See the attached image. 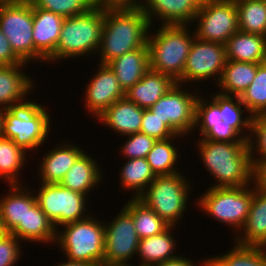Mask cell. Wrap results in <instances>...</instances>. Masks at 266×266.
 Segmentation results:
<instances>
[{
    "instance_id": "obj_27",
    "label": "cell",
    "mask_w": 266,
    "mask_h": 266,
    "mask_svg": "<svg viewBox=\"0 0 266 266\" xmlns=\"http://www.w3.org/2000/svg\"><path fill=\"white\" fill-rule=\"evenodd\" d=\"M124 93L150 69L148 47H141L119 56L108 63Z\"/></svg>"
},
{
    "instance_id": "obj_35",
    "label": "cell",
    "mask_w": 266,
    "mask_h": 266,
    "mask_svg": "<svg viewBox=\"0 0 266 266\" xmlns=\"http://www.w3.org/2000/svg\"><path fill=\"white\" fill-rule=\"evenodd\" d=\"M26 155L28 153L17 146L12 139L0 137V178L5 183L22 184L19 172L26 165Z\"/></svg>"
},
{
    "instance_id": "obj_52",
    "label": "cell",
    "mask_w": 266,
    "mask_h": 266,
    "mask_svg": "<svg viewBox=\"0 0 266 266\" xmlns=\"http://www.w3.org/2000/svg\"><path fill=\"white\" fill-rule=\"evenodd\" d=\"M147 0H139V8L143 7V4L146 2Z\"/></svg>"
},
{
    "instance_id": "obj_40",
    "label": "cell",
    "mask_w": 266,
    "mask_h": 266,
    "mask_svg": "<svg viewBox=\"0 0 266 266\" xmlns=\"http://www.w3.org/2000/svg\"><path fill=\"white\" fill-rule=\"evenodd\" d=\"M155 142V138L141 132L127 135L126 141L119 149L120 154L125 159L146 158Z\"/></svg>"
},
{
    "instance_id": "obj_45",
    "label": "cell",
    "mask_w": 266,
    "mask_h": 266,
    "mask_svg": "<svg viewBox=\"0 0 266 266\" xmlns=\"http://www.w3.org/2000/svg\"><path fill=\"white\" fill-rule=\"evenodd\" d=\"M195 260L192 261V259H189V258H186V257H183L182 254L181 256H177L176 258H173V259H170V260H167L165 262H162V263H159V264H156L154 266H197L196 264H198V266H206V258L205 260L202 259V262L200 263H195L194 262Z\"/></svg>"
},
{
    "instance_id": "obj_8",
    "label": "cell",
    "mask_w": 266,
    "mask_h": 266,
    "mask_svg": "<svg viewBox=\"0 0 266 266\" xmlns=\"http://www.w3.org/2000/svg\"><path fill=\"white\" fill-rule=\"evenodd\" d=\"M178 172L155 176L147 189L138 197L170 226H176L187 210L191 194V180ZM187 179V180H186Z\"/></svg>"
},
{
    "instance_id": "obj_41",
    "label": "cell",
    "mask_w": 266,
    "mask_h": 266,
    "mask_svg": "<svg viewBox=\"0 0 266 266\" xmlns=\"http://www.w3.org/2000/svg\"><path fill=\"white\" fill-rule=\"evenodd\" d=\"M21 241L12 233L0 236V266H15L22 256Z\"/></svg>"
},
{
    "instance_id": "obj_4",
    "label": "cell",
    "mask_w": 266,
    "mask_h": 266,
    "mask_svg": "<svg viewBox=\"0 0 266 266\" xmlns=\"http://www.w3.org/2000/svg\"><path fill=\"white\" fill-rule=\"evenodd\" d=\"M159 26L158 30L153 31V27L150 26L148 32L149 67L151 70L169 75L177 82L183 75L195 33L194 30L188 31L189 25ZM150 31H155V34Z\"/></svg>"
},
{
    "instance_id": "obj_16",
    "label": "cell",
    "mask_w": 266,
    "mask_h": 266,
    "mask_svg": "<svg viewBox=\"0 0 266 266\" xmlns=\"http://www.w3.org/2000/svg\"><path fill=\"white\" fill-rule=\"evenodd\" d=\"M96 73L84 88L85 108L92 118L101 115L115 101L125 97L114 71L108 64H98Z\"/></svg>"
},
{
    "instance_id": "obj_32",
    "label": "cell",
    "mask_w": 266,
    "mask_h": 266,
    "mask_svg": "<svg viewBox=\"0 0 266 266\" xmlns=\"http://www.w3.org/2000/svg\"><path fill=\"white\" fill-rule=\"evenodd\" d=\"M178 137L185 136L174 135L167 139L156 140L154 146L147 154L146 160L155 176L172 175L181 172L175 165H177V161L181 160L179 157L182 155L176 148L177 146H174L176 144H173Z\"/></svg>"
},
{
    "instance_id": "obj_24",
    "label": "cell",
    "mask_w": 266,
    "mask_h": 266,
    "mask_svg": "<svg viewBox=\"0 0 266 266\" xmlns=\"http://www.w3.org/2000/svg\"><path fill=\"white\" fill-rule=\"evenodd\" d=\"M176 83L169 75L149 69L138 82L125 92V97L137 106L149 109Z\"/></svg>"
},
{
    "instance_id": "obj_7",
    "label": "cell",
    "mask_w": 266,
    "mask_h": 266,
    "mask_svg": "<svg viewBox=\"0 0 266 266\" xmlns=\"http://www.w3.org/2000/svg\"><path fill=\"white\" fill-rule=\"evenodd\" d=\"M48 109L36 101L8 108L3 112L2 137L12 139L24 151L38 150L50 136L51 116Z\"/></svg>"
},
{
    "instance_id": "obj_30",
    "label": "cell",
    "mask_w": 266,
    "mask_h": 266,
    "mask_svg": "<svg viewBox=\"0 0 266 266\" xmlns=\"http://www.w3.org/2000/svg\"><path fill=\"white\" fill-rule=\"evenodd\" d=\"M259 64L227 60L217 84L221 90L218 93L240 97L253 82Z\"/></svg>"
},
{
    "instance_id": "obj_46",
    "label": "cell",
    "mask_w": 266,
    "mask_h": 266,
    "mask_svg": "<svg viewBox=\"0 0 266 266\" xmlns=\"http://www.w3.org/2000/svg\"><path fill=\"white\" fill-rule=\"evenodd\" d=\"M255 182L257 186L266 191V162L255 169Z\"/></svg>"
},
{
    "instance_id": "obj_44",
    "label": "cell",
    "mask_w": 266,
    "mask_h": 266,
    "mask_svg": "<svg viewBox=\"0 0 266 266\" xmlns=\"http://www.w3.org/2000/svg\"><path fill=\"white\" fill-rule=\"evenodd\" d=\"M95 6L105 9H137L139 0H95Z\"/></svg>"
},
{
    "instance_id": "obj_20",
    "label": "cell",
    "mask_w": 266,
    "mask_h": 266,
    "mask_svg": "<svg viewBox=\"0 0 266 266\" xmlns=\"http://www.w3.org/2000/svg\"><path fill=\"white\" fill-rule=\"evenodd\" d=\"M233 242L266 247V191L257 186L256 182L248 217L240 231L234 234Z\"/></svg>"
},
{
    "instance_id": "obj_10",
    "label": "cell",
    "mask_w": 266,
    "mask_h": 266,
    "mask_svg": "<svg viewBox=\"0 0 266 266\" xmlns=\"http://www.w3.org/2000/svg\"><path fill=\"white\" fill-rule=\"evenodd\" d=\"M0 29L15 55L24 63H34L33 4L30 0H11L1 5Z\"/></svg>"
},
{
    "instance_id": "obj_33",
    "label": "cell",
    "mask_w": 266,
    "mask_h": 266,
    "mask_svg": "<svg viewBox=\"0 0 266 266\" xmlns=\"http://www.w3.org/2000/svg\"><path fill=\"white\" fill-rule=\"evenodd\" d=\"M119 170L120 185L126 191H131L132 198H138L155 179L146 158L127 159ZM134 192V193H133Z\"/></svg>"
},
{
    "instance_id": "obj_51",
    "label": "cell",
    "mask_w": 266,
    "mask_h": 266,
    "mask_svg": "<svg viewBox=\"0 0 266 266\" xmlns=\"http://www.w3.org/2000/svg\"><path fill=\"white\" fill-rule=\"evenodd\" d=\"M5 233H6V231L4 229L2 217H1V213H0V236H3Z\"/></svg>"
},
{
    "instance_id": "obj_22",
    "label": "cell",
    "mask_w": 266,
    "mask_h": 266,
    "mask_svg": "<svg viewBox=\"0 0 266 266\" xmlns=\"http://www.w3.org/2000/svg\"><path fill=\"white\" fill-rule=\"evenodd\" d=\"M22 185H8L9 192L0 196V213L4 229L8 233H11L18 225H24L27 210L37 203L34 190H31L28 185Z\"/></svg>"
},
{
    "instance_id": "obj_38",
    "label": "cell",
    "mask_w": 266,
    "mask_h": 266,
    "mask_svg": "<svg viewBox=\"0 0 266 266\" xmlns=\"http://www.w3.org/2000/svg\"><path fill=\"white\" fill-rule=\"evenodd\" d=\"M36 7L65 18L80 15L95 7V0H30Z\"/></svg>"
},
{
    "instance_id": "obj_9",
    "label": "cell",
    "mask_w": 266,
    "mask_h": 266,
    "mask_svg": "<svg viewBox=\"0 0 266 266\" xmlns=\"http://www.w3.org/2000/svg\"><path fill=\"white\" fill-rule=\"evenodd\" d=\"M204 193L196 199L197 207L221 224L235 229V234L239 232L248 217L254 182L242 187H209Z\"/></svg>"
},
{
    "instance_id": "obj_39",
    "label": "cell",
    "mask_w": 266,
    "mask_h": 266,
    "mask_svg": "<svg viewBox=\"0 0 266 266\" xmlns=\"http://www.w3.org/2000/svg\"><path fill=\"white\" fill-rule=\"evenodd\" d=\"M251 161L254 169L266 162V117L253 116L251 122V134L248 140ZM256 153V154H255ZM256 156H255V155Z\"/></svg>"
},
{
    "instance_id": "obj_42",
    "label": "cell",
    "mask_w": 266,
    "mask_h": 266,
    "mask_svg": "<svg viewBox=\"0 0 266 266\" xmlns=\"http://www.w3.org/2000/svg\"><path fill=\"white\" fill-rule=\"evenodd\" d=\"M144 133L156 140H163L173 137L175 134L149 109H144L142 125L140 129Z\"/></svg>"
},
{
    "instance_id": "obj_25",
    "label": "cell",
    "mask_w": 266,
    "mask_h": 266,
    "mask_svg": "<svg viewBox=\"0 0 266 266\" xmlns=\"http://www.w3.org/2000/svg\"><path fill=\"white\" fill-rule=\"evenodd\" d=\"M98 161L84 152L67 171L60 185L75 192L88 194L103 181V173Z\"/></svg>"
},
{
    "instance_id": "obj_13",
    "label": "cell",
    "mask_w": 266,
    "mask_h": 266,
    "mask_svg": "<svg viewBox=\"0 0 266 266\" xmlns=\"http://www.w3.org/2000/svg\"><path fill=\"white\" fill-rule=\"evenodd\" d=\"M184 87L186 88L176 83L149 110L156 114L175 135L187 137L194 129L195 105L200 93L198 90L192 93L187 86Z\"/></svg>"
},
{
    "instance_id": "obj_28",
    "label": "cell",
    "mask_w": 266,
    "mask_h": 266,
    "mask_svg": "<svg viewBox=\"0 0 266 266\" xmlns=\"http://www.w3.org/2000/svg\"><path fill=\"white\" fill-rule=\"evenodd\" d=\"M225 48L227 60L266 62V36L238 30L227 40Z\"/></svg>"
},
{
    "instance_id": "obj_3",
    "label": "cell",
    "mask_w": 266,
    "mask_h": 266,
    "mask_svg": "<svg viewBox=\"0 0 266 266\" xmlns=\"http://www.w3.org/2000/svg\"><path fill=\"white\" fill-rule=\"evenodd\" d=\"M150 29L143 8L105 9L98 63L108 64L113 59L141 47H147Z\"/></svg>"
},
{
    "instance_id": "obj_47",
    "label": "cell",
    "mask_w": 266,
    "mask_h": 266,
    "mask_svg": "<svg viewBox=\"0 0 266 266\" xmlns=\"http://www.w3.org/2000/svg\"><path fill=\"white\" fill-rule=\"evenodd\" d=\"M67 261V262H66ZM63 263L57 264V266H100L98 264L90 263V262H82L75 260H66Z\"/></svg>"
},
{
    "instance_id": "obj_2",
    "label": "cell",
    "mask_w": 266,
    "mask_h": 266,
    "mask_svg": "<svg viewBox=\"0 0 266 266\" xmlns=\"http://www.w3.org/2000/svg\"><path fill=\"white\" fill-rule=\"evenodd\" d=\"M197 151L216 183L211 187H242L255 182L248 142L197 139Z\"/></svg>"
},
{
    "instance_id": "obj_6",
    "label": "cell",
    "mask_w": 266,
    "mask_h": 266,
    "mask_svg": "<svg viewBox=\"0 0 266 266\" xmlns=\"http://www.w3.org/2000/svg\"><path fill=\"white\" fill-rule=\"evenodd\" d=\"M95 217L90 213L85 219L59 227L55 243L57 247L60 245L59 249L66 259L103 264L105 225Z\"/></svg>"
},
{
    "instance_id": "obj_15",
    "label": "cell",
    "mask_w": 266,
    "mask_h": 266,
    "mask_svg": "<svg viewBox=\"0 0 266 266\" xmlns=\"http://www.w3.org/2000/svg\"><path fill=\"white\" fill-rule=\"evenodd\" d=\"M103 263H129L137 254L139 237L132 215L124 208L106 222ZM134 255V256H133Z\"/></svg>"
},
{
    "instance_id": "obj_36",
    "label": "cell",
    "mask_w": 266,
    "mask_h": 266,
    "mask_svg": "<svg viewBox=\"0 0 266 266\" xmlns=\"http://www.w3.org/2000/svg\"><path fill=\"white\" fill-rule=\"evenodd\" d=\"M239 31L266 36V0H235Z\"/></svg>"
},
{
    "instance_id": "obj_23",
    "label": "cell",
    "mask_w": 266,
    "mask_h": 266,
    "mask_svg": "<svg viewBox=\"0 0 266 266\" xmlns=\"http://www.w3.org/2000/svg\"><path fill=\"white\" fill-rule=\"evenodd\" d=\"M144 108L137 106L126 97L115 101L96 120L110 127L119 137L140 132Z\"/></svg>"
},
{
    "instance_id": "obj_14",
    "label": "cell",
    "mask_w": 266,
    "mask_h": 266,
    "mask_svg": "<svg viewBox=\"0 0 266 266\" xmlns=\"http://www.w3.org/2000/svg\"><path fill=\"white\" fill-rule=\"evenodd\" d=\"M227 62L226 48L224 44L207 42L194 38L190 52L187 56L186 65L182 77L177 81L179 84H190L207 80L221 79L224 66ZM189 81V82H188ZM188 82V83H187Z\"/></svg>"
},
{
    "instance_id": "obj_50",
    "label": "cell",
    "mask_w": 266,
    "mask_h": 266,
    "mask_svg": "<svg viewBox=\"0 0 266 266\" xmlns=\"http://www.w3.org/2000/svg\"><path fill=\"white\" fill-rule=\"evenodd\" d=\"M198 8L202 7L209 0H191Z\"/></svg>"
},
{
    "instance_id": "obj_18",
    "label": "cell",
    "mask_w": 266,
    "mask_h": 266,
    "mask_svg": "<svg viewBox=\"0 0 266 266\" xmlns=\"http://www.w3.org/2000/svg\"><path fill=\"white\" fill-rule=\"evenodd\" d=\"M26 65L28 66V63L0 65L1 109L20 107L30 102L26 95L30 94L31 91V94L33 93L36 83L32 77L23 71L24 67L28 68Z\"/></svg>"
},
{
    "instance_id": "obj_31",
    "label": "cell",
    "mask_w": 266,
    "mask_h": 266,
    "mask_svg": "<svg viewBox=\"0 0 266 266\" xmlns=\"http://www.w3.org/2000/svg\"><path fill=\"white\" fill-rule=\"evenodd\" d=\"M232 244L230 251L207 257L206 266H266V247Z\"/></svg>"
},
{
    "instance_id": "obj_1",
    "label": "cell",
    "mask_w": 266,
    "mask_h": 266,
    "mask_svg": "<svg viewBox=\"0 0 266 266\" xmlns=\"http://www.w3.org/2000/svg\"><path fill=\"white\" fill-rule=\"evenodd\" d=\"M199 94L195 105V125L193 132L210 141L248 142L251 134L252 116L239 96L210 94V99ZM243 108V109H242ZM246 112L243 118L244 112ZM198 128V129H197ZM198 131H197V130ZM246 132H249L248 134ZM246 135H245V134Z\"/></svg>"
},
{
    "instance_id": "obj_19",
    "label": "cell",
    "mask_w": 266,
    "mask_h": 266,
    "mask_svg": "<svg viewBox=\"0 0 266 266\" xmlns=\"http://www.w3.org/2000/svg\"><path fill=\"white\" fill-rule=\"evenodd\" d=\"M85 152L84 148L73 144V142H63L49 149L40 160L39 181L45 184L60 183L67 171L73 166L76 160Z\"/></svg>"
},
{
    "instance_id": "obj_17",
    "label": "cell",
    "mask_w": 266,
    "mask_h": 266,
    "mask_svg": "<svg viewBox=\"0 0 266 266\" xmlns=\"http://www.w3.org/2000/svg\"><path fill=\"white\" fill-rule=\"evenodd\" d=\"M64 20L65 17L61 15L33 5L34 63H54V51Z\"/></svg>"
},
{
    "instance_id": "obj_12",
    "label": "cell",
    "mask_w": 266,
    "mask_h": 266,
    "mask_svg": "<svg viewBox=\"0 0 266 266\" xmlns=\"http://www.w3.org/2000/svg\"><path fill=\"white\" fill-rule=\"evenodd\" d=\"M194 23L195 26H192L196 27L194 33L197 39L225 45L239 30L235 0H209L198 8Z\"/></svg>"
},
{
    "instance_id": "obj_48",
    "label": "cell",
    "mask_w": 266,
    "mask_h": 266,
    "mask_svg": "<svg viewBox=\"0 0 266 266\" xmlns=\"http://www.w3.org/2000/svg\"><path fill=\"white\" fill-rule=\"evenodd\" d=\"M100 266H134L132 263H103Z\"/></svg>"
},
{
    "instance_id": "obj_37",
    "label": "cell",
    "mask_w": 266,
    "mask_h": 266,
    "mask_svg": "<svg viewBox=\"0 0 266 266\" xmlns=\"http://www.w3.org/2000/svg\"><path fill=\"white\" fill-rule=\"evenodd\" d=\"M240 100L252 117L266 112V62L258 65L253 82L242 93Z\"/></svg>"
},
{
    "instance_id": "obj_5",
    "label": "cell",
    "mask_w": 266,
    "mask_h": 266,
    "mask_svg": "<svg viewBox=\"0 0 266 266\" xmlns=\"http://www.w3.org/2000/svg\"><path fill=\"white\" fill-rule=\"evenodd\" d=\"M103 25L104 10L97 6L86 13L65 18L54 51V62L91 57L93 53L96 56Z\"/></svg>"
},
{
    "instance_id": "obj_34",
    "label": "cell",
    "mask_w": 266,
    "mask_h": 266,
    "mask_svg": "<svg viewBox=\"0 0 266 266\" xmlns=\"http://www.w3.org/2000/svg\"><path fill=\"white\" fill-rule=\"evenodd\" d=\"M123 207L132 215L139 239L162 233L170 226L138 198H130Z\"/></svg>"
},
{
    "instance_id": "obj_53",
    "label": "cell",
    "mask_w": 266,
    "mask_h": 266,
    "mask_svg": "<svg viewBox=\"0 0 266 266\" xmlns=\"http://www.w3.org/2000/svg\"><path fill=\"white\" fill-rule=\"evenodd\" d=\"M10 1L11 0H0V6L4 5V4H6V3L10 2Z\"/></svg>"
},
{
    "instance_id": "obj_29",
    "label": "cell",
    "mask_w": 266,
    "mask_h": 266,
    "mask_svg": "<svg viewBox=\"0 0 266 266\" xmlns=\"http://www.w3.org/2000/svg\"><path fill=\"white\" fill-rule=\"evenodd\" d=\"M57 229L36 203L27 210L24 225H18L11 233L20 241L54 244Z\"/></svg>"
},
{
    "instance_id": "obj_21",
    "label": "cell",
    "mask_w": 266,
    "mask_h": 266,
    "mask_svg": "<svg viewBox=\"0 0 266 266\" xmlns=\"http://www.w3.org/2000/svg\"><path fill=\"white\" fill-rule=\"evenodd\" d=\"M142 8L153 27L156 19L161 25L191 26L198 10L191 0H147Z\"/></svg>"
},
{
    "instance_id": "obj_43",
    "label": "cell",
    "mask_w": 266,
    "mask_h": 266,
    "mask_svg": "<svg viewBox=\"0 0 266 266\" xmlns=\"http://www.w3.org/2000/svg\"><path fill=\"white\" fill-rule=\"evenodd\" d=\"M23 63L24 62L12 51L8 39L0 29V65H16Z\"/></svg>"
},
{
    "instance_id": "obj_49",
    "label": "cell",
    "mask_w": 266,
    "mask_h": 266,
    "mask_svg": "<svg viewBox=\"0 0 266 266\" xmlns=\"http://www.w3.org/2000/svg\"><path fill=\"white\" fill-rule=\"evenodd\" d=\"M3 112L4 109L0 108V137H2L3 134Z\"/></svg>"
},
{
    "instance_id": "obj_11",
    "label": "cell",
    "mask_w": 266,
    "mask_h": 266,
    "mask_svg": "<svg viewBox=\"0 0 266 266\" xmlns=\"http://www.w3.org/2000/svg\"><path fill=\"white\" fill-rule=\"evenodd\" d=\"M39 186V191H34L37 204L57 230L64 224L89 216L86 210H89L87 203L90 199H87L86 195L65 188L59 183H41Z\"/></svg>"
},
{
    "instance_id": "obj_26",
    "label": "cell",
    "mask_w": 266,
    "mask_h": 266,
    "mask_svg": "<svg viewBox=\"0 0 266 266\" xmlns=\"http://www.w3.org/2000/svg\"><path fill=\"white\" fill-rule=\"evenodd\" d=\"M174 228L176 227L169 226L162 233L140 239L136 254V257L141 261L138 266H154L181 255L174 253L177 245H179L172 234Z\"/></svg>"
}]
</instances>
